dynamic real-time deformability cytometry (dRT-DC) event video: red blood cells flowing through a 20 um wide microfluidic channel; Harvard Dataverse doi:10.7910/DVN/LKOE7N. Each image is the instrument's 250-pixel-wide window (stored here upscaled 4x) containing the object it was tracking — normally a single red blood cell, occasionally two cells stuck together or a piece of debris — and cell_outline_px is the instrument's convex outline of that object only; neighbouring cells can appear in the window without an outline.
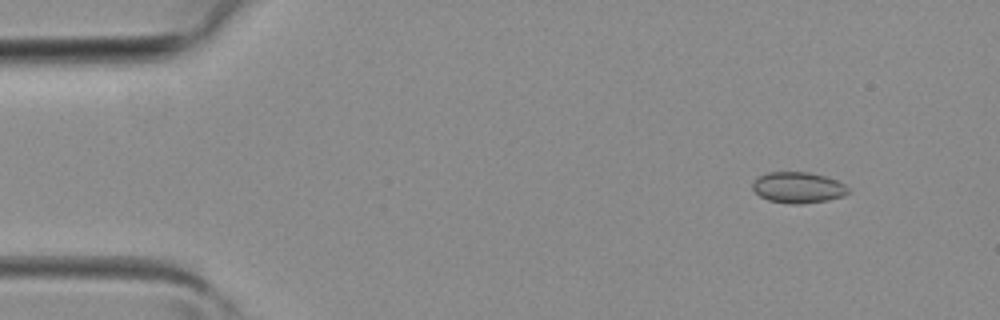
{"species": "common noctule bat (a hibernating species)", "species_latin": "Nyctalus noctula", "temperature_condition": "room temperature", "stored_images_in_passage": 4, "camera_frame_rate_fps": 3000, "um_per_image_px": 0.085, "animal": {"sex": "female", "body_mass_g": 19.3, "forearm_length_mm": 54.1}, "frame": {"image": 1, "passage_image": 2, "time_ms": 0.333, "image_size_px": [1000, 320], "cell_outline_px": [[848, 192], [844, 196], [828, 200], [800, 204], [788, 204], [768, 200], [760, 196], [752, 188], [752, 180], [756, 176], [768, 172], [808, 172], [824, 176], [836, 180], [844, 184], [848, 188]], "centroid_in_image_um": [67.79, 15.94], "position_along_channel_um": 17.2, "area_um2": 17.4}}
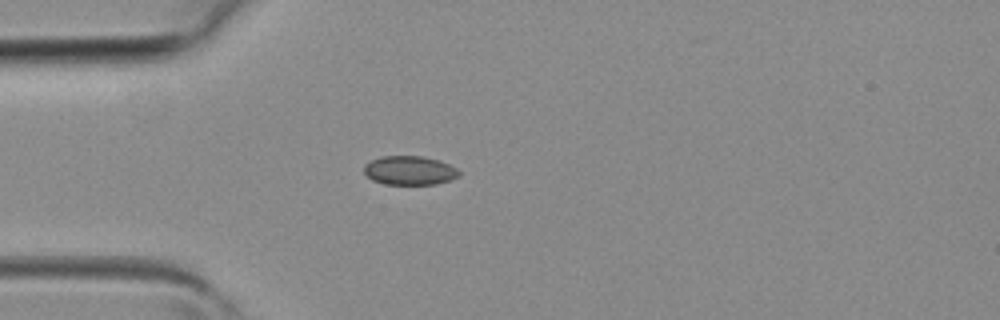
{"frame": {"image": 2, "passage_image": 4, "time_ms": 1.0, "image_size_px": [1000, 320], "cell_outline_px": [[460, 176], [452, 180], [436, 184], [384, 184], [372, 180], [364, 172], [364, 164], [380, 156], [424, 156], [440, 160], [456, 168], [460, 172]], "centroid_in_image_um": [34.84, 14.48], "position_along_channel_um": 50.2, "area_um2": 16.18}}